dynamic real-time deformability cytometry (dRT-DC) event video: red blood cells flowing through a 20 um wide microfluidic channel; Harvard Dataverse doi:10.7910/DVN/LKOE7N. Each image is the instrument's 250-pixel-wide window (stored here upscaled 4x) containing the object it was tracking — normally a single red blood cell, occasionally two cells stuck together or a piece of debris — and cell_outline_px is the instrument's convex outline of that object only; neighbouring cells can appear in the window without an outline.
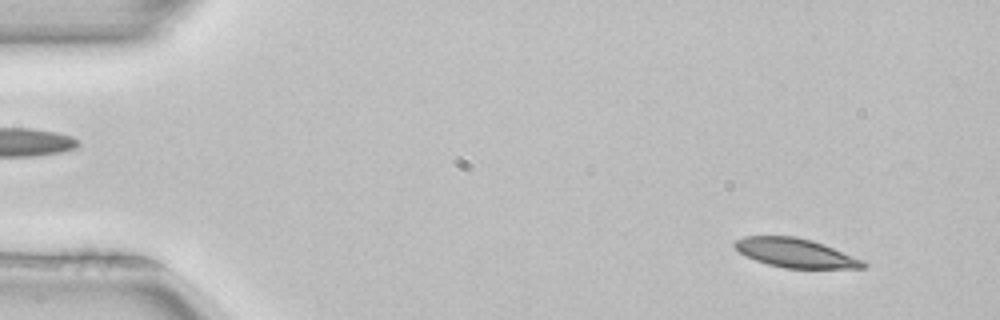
{"species": "common noctule bat (a hibernating species)", "species_latin": "Nyctalus noctula", "temperature_condition": "room temperature", "stored_images_in_passage": 4, "segment_of_instrument_passage": [2, 2], "camera_frame_rate_fps": 3000, "um_per_image_px": 0.085, "animal": {"sex": "female", "body_mass_g": 22.7, "forearm_length_mm": 54.2}, "frame": {"image": 1, "passage_image": 4, "time_ms": 1.0, "image_size_px": [1000, 320], "cell_outline_px": [[868, 264], [864, 268], [784, 268], [768, 264], [756, 260], [740, 252], [732, 244], [736, 240], [744, 236], [796, 236], [812, 240], [864, 260]], "centroid_in_image_um": [67.63, 21.5], "position_along_channel_um": 17.4, "area_um2": 21.56}}